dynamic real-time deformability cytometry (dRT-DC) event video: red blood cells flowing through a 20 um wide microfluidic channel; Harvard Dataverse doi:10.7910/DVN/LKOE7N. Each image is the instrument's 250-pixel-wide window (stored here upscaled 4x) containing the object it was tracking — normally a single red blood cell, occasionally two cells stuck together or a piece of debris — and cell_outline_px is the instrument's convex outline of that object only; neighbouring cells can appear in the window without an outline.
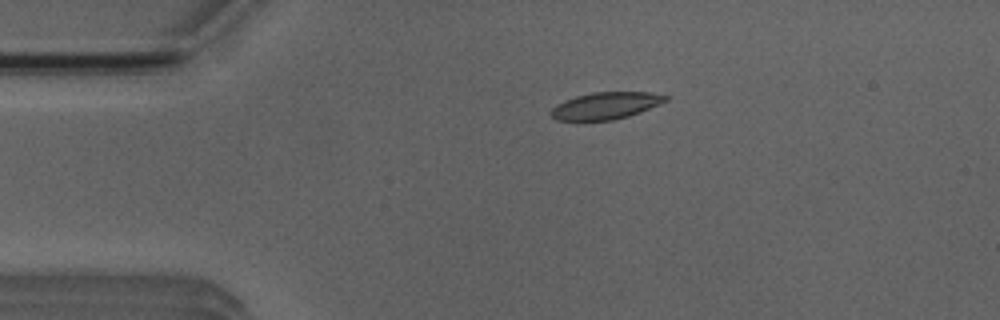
{"species": "Egyptian fruit bat (a non-hibernating species)", "species_latin": "Rousettus aegyptiacus", "temperature_condition": "room temperature", "stored_images_in_passage": 2, "camera_frame_rate_fps": 3000, "um_per_image_px": 0.085, "animal": {"sex": "male"}, "frame": {"image": 1, "passage_image": 1, "time_ms": 0.0, "image_size_px": [1000, 320], "cell_outline_px": [[668, 100], [660, 104], [640, 112], [628, 116], [612, 120], [584, 124], [576, 124], [556, 120], [548, 112], [556, 104], [564, 100], [576, 96], [592, 92], [648, 92], [668, 96]], "centroid_in_image_um": [51.37, 9.04], "position_along_channel_um": 33.6, "area_um2": 18.9}}